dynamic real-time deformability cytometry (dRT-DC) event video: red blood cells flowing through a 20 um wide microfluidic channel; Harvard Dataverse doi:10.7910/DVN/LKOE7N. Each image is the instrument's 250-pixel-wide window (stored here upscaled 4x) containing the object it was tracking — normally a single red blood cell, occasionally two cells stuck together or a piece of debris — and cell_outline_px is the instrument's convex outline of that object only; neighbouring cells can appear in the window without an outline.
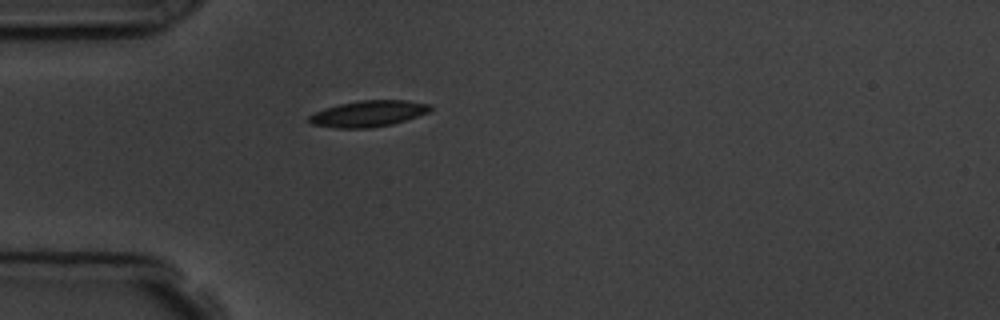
{"species": "common noctule bat (a hibernating species)", "species_latin": "Nyctalus noctula", "temperature_condition": "room temperature", "stored_images_in_passage": 1, "camera_frame_rate_fps": 3000, "um_per_image_px": 0.085, "animal": {"sex": "male", "body_mass_g": 19.5, "forearm_length_mm": 54.6}, "frame": {"image": 1, "passage_image": 1, "time_ms": 0.0, "image_size_px": [1000, 320], "cell_outline_px": [[432, 108], [428, 112], [392, 124], [372, 128], [336, 128], [312, 124], [308, 120], [308, 116], [324, 108], [340, 104], [360, 100], [408, 100], [432, 104]], "centroid_in_image_um": [31.31, 9.65], "position_along_channel_um": 53.7, "area_um2": 18.44}}